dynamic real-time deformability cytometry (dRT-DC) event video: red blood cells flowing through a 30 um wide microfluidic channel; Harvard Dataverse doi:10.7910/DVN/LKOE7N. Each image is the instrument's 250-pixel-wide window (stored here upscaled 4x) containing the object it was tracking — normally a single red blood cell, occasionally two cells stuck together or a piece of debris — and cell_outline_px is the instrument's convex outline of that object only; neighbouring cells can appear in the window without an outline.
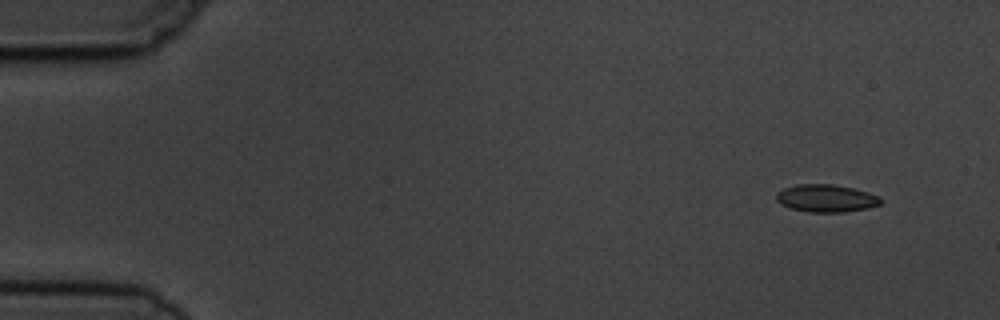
{"species": "common noctule bat (a hibernating species)", "species_latin": "Nyctalus noctula", "temperature_condition": "cold", "stored_images_in_passage": 9, "camera_frame_rate_fps": 3000, "um_per_image_px": 0.085, "animal": {"sex": "male", "body_mass_g": 19.5, "forearm_length_mm": 54.6}, "frame": {"image": 1, "passage_image": 1, "time_ms": 0.0, "image_size_px": [1000, 320], "cell_outline_px": [[884, 200], [880, 204], [868, 208], [844, 212], [808, 212], [792, 208], [780, 204], [776, 200], [776, 192], [784, 188], [796, 184], [832, 184], [852, 188], [868, 192], [880, 196]], "centroid_in_image_um": [70.23, 16.85], "position_along_channel_um": 14.8, "area_um2": 16.88}}
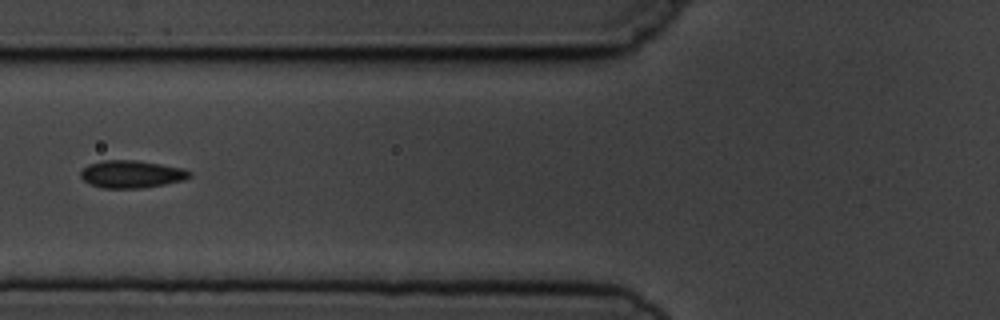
{"frame": {"image": 2, "passage_image": 6, "time_ms": 5.667, "image_size_px": [1000, 320], "cell_outline_px": [[192, 176], [184, 180], [164, 184], [140, 188], [104, 188], [88, 184], [80, 176], [80, 172], [88, 164], [104, 160], [136, 160], [184, 168], [192, 172]], "centroid_in_image_um": [11.19, 14.8], "position_along_channel_um": 114.6, "area_um2": 17.51}}
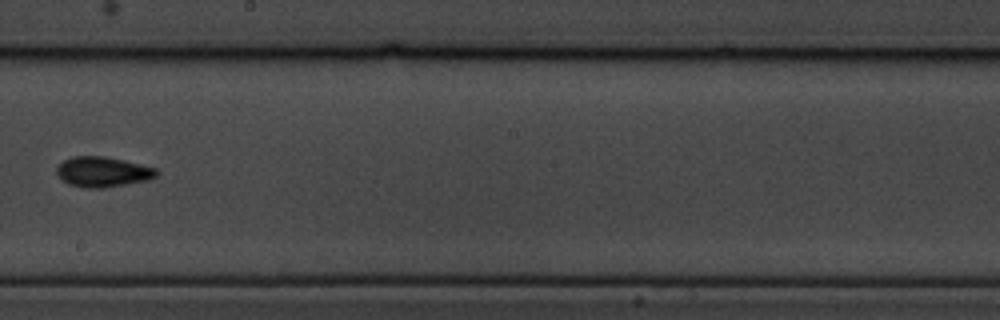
{"frame": {"image": 3, "passage_image": 9, "time_ms": 9.0, "image_size_px": [1000, 320], "cell_outline_px": [[160, 172], [152, 180], [104, 188], [84, 188], [68, 184], [56, 172], [56, 168], [64, 160], [72, 156], [104, 156], [124, 160], [156, 168]], "centroid_in_image_um": [8.78, 14.61], "position_along_channel_um": 239.4, "area_um2": 17.74}}